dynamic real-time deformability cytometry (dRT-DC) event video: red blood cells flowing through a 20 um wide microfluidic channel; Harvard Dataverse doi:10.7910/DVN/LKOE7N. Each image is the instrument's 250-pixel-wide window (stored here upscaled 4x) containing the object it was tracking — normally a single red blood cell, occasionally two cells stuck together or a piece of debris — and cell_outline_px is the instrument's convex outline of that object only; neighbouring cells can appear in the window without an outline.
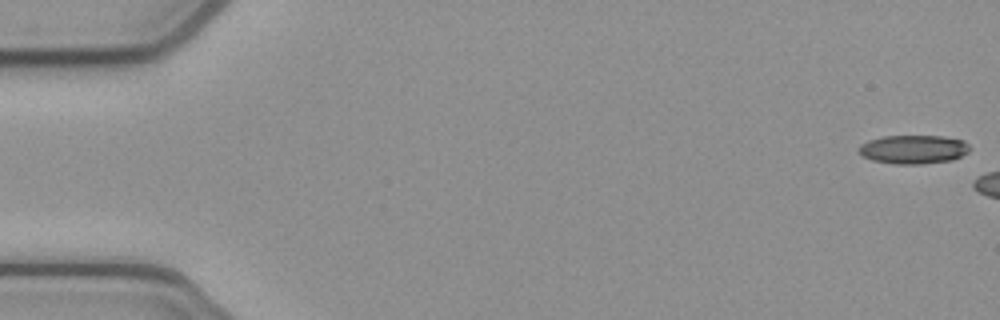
{"species": "common noctule bat (a hibernating species)", "species_latin": "Nyctalus noctula", "temperature_condition": "cold", "stored_images_in_passage": 15, "camera_frame_rate_fps": 3000, "um_per_image_px": 0.085, "animal": {"sex": "female", "body_mass_g": 21.9}, "frame": {"image": 1, "passage_image": 1, "time_ms": 0.0, "image_size_px": [1000, 320], "cell_outline_px": [[972, 148], [968, 152], [952, 160], [920, 164], [892, 164], [872, 160], [864, 156], [856, 148], [860, 144], [868, 140], [884, 136], [944, 136], [964, 140]], "centroid_in_image_um": [77.65, 12.69], "position_along_channel_um": 7.4, "area_um2": 18.73}}